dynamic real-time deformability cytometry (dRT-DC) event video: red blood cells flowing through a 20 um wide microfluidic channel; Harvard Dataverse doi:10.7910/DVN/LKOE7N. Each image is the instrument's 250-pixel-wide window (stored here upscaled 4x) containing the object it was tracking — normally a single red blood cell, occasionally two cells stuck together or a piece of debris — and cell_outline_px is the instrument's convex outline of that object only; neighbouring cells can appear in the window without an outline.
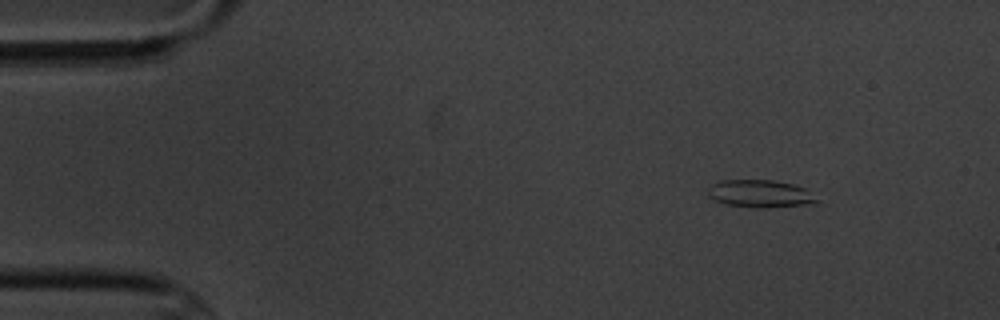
{"species": "common noctule bat (a hibernating species)", "species_latin": "Nyctalus noctula", "temperature_condition": "cold", "stored_images_in_passage": 3, "camera_frame_rate_fps": 3000, "um_per_image_px": 0.085, "animal": {"sex": "male", "body_mass_g": 20.1, "forearm_length_mm": 53.5}, "frame": {"image": 1, "passage_image": 1, "time_ms": 0.0, "image_size_px": [1000, 320], "cell_outline_px": [[820, 200], [816, 204], [764, 208], [756, 208], [724, 204], [708, 196], [708, 188], [712, 184], [720, 180], [772, 180], [792, 184], [804, 188]], "centroid_in_image_um": [64.63, 16.48], "position_along_channel_um": 20.4, "area_um2": 17.63}}